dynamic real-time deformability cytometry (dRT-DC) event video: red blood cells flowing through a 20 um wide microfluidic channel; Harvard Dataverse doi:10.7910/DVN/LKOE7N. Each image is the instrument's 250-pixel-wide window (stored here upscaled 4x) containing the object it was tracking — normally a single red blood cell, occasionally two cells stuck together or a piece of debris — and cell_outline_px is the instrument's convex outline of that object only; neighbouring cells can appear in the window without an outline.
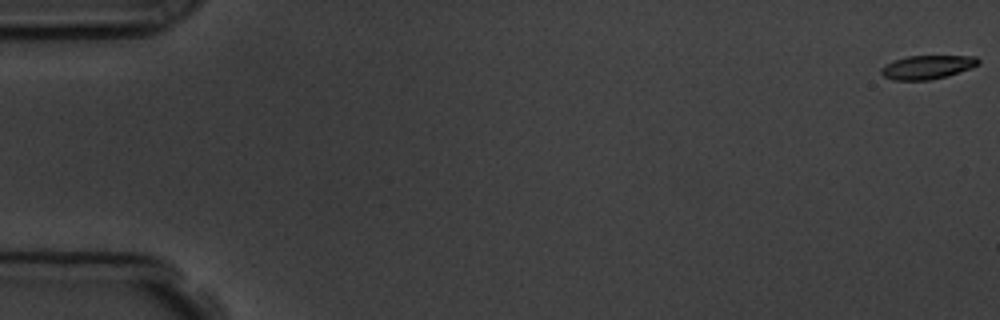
{"species": "common noctule bat (a hibernating species)", "species_latin": "Nyctalus noctula", "temperature_condition": "room temperature", "stored_images_in_passage": 5, "segment_of_instrument_passage": [2, 2], "camera_frame_rate_fps": 3000, "um_per_image_px": 0.085, "animal": {"sex": "male", "body_mass_g": 19.5, "forearm_length_mm": 54.6}, "frame": {"image": 1, "passage_image": 5, "time_ms": 6.333, "image_size_px": [1000, 320], "cell_outline_px": [[980, 64], [948, 76], [928, 80], [892, 80], [884, 76], [880, 72], [880, 68], [896, 60], [908, 56], [976, 56], [980, 60]], "centroid_in_image_um": [78.84, 5.71], "position_along_channel_um": 6.2, "area_um2": 13.29}}